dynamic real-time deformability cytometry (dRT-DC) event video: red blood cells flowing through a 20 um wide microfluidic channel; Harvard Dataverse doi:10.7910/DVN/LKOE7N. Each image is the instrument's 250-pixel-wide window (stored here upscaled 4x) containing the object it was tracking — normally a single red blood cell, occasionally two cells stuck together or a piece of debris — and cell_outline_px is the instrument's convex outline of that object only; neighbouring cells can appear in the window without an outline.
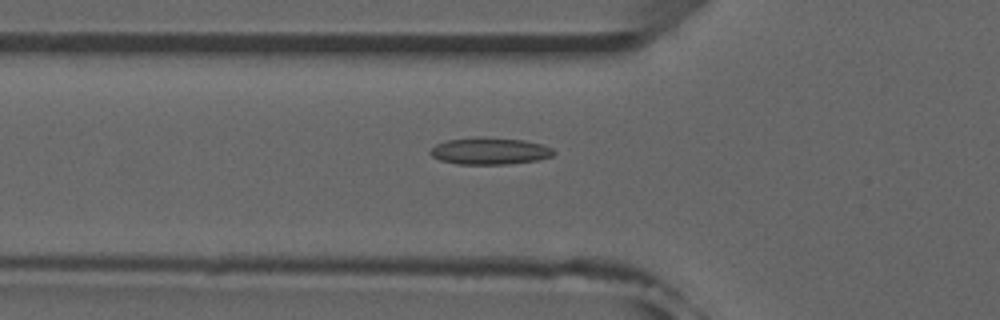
{"species": "common noctule bat (a hibernating species)", "species_latin": "Nyctalus noctula", "temperature_condition": "room temperature", "stored_images_in_passage": 52, "camera_frame_rate_fps": 3000, "um_per_image_px": 0.085, "animal": {"sex": "male", "forearm_length_mm": 52.5}, "frame": {"image": 1, "passage_image": 17, "time_ms": 5.333, "image_size_px": [1000, 320], "cell_outline_px": [[556, 152], [552, 156], [536, 160], [508, 164], [456, 164], [440, 160], [432, 156], [428, 152], [436, 144], [448, 140], [476, 136], [484, 136], [524, 140], [540, 144], [552, 148]], "centroid_in_image_um": [41.6, 12.82], "position_along_channel_um": 84.2, "area_um2": 19.48}}
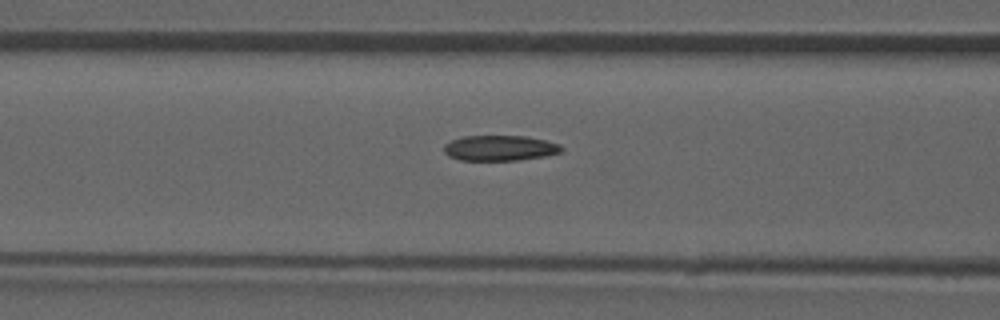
{"frame": {"image": 2, "passage_image": 20, "time_ms": 6.333, "image_size_px": [1000, 320], "cell_outline_px": [[564, 148], [560, 152], [544, 156], [520, 160], [460, 160], [448, 156], [444, 152], [444, 144], [452, 140], [464, 136], [524, 136], [544, 140], [560, 144]], "centroid_in_image_um": [42.47, 12.58], "position_along_channel_um": 124.1, "area_um2": 17.34}}
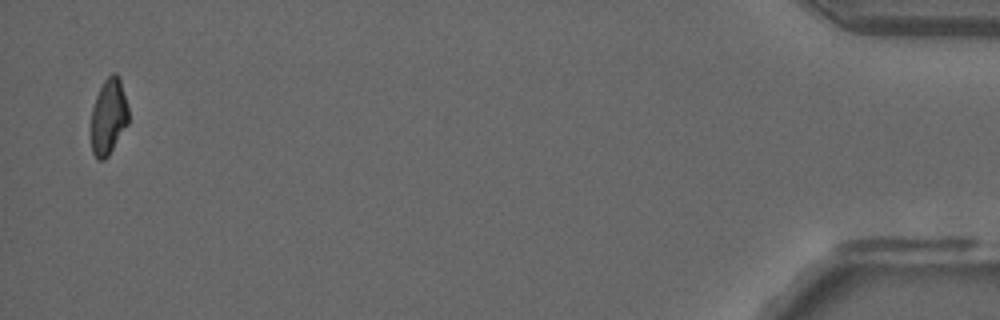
{"frame": {"image": 3, "passage_image": 50, "time_ms": 16.333, "image_size_px": [1000, 320], "cell_outline_px": [[128, 124], [108, 156], [104, 160], [96, 160], [92, 152], [92, 108], [96, 96], [104, 80], [112, 72], [116, 72], [120, 76], [128, 108]], "centroid_in_image_um": [9.24, 9.9], "position_along_channel_um": 426.0, "area_um2": 16.59}}